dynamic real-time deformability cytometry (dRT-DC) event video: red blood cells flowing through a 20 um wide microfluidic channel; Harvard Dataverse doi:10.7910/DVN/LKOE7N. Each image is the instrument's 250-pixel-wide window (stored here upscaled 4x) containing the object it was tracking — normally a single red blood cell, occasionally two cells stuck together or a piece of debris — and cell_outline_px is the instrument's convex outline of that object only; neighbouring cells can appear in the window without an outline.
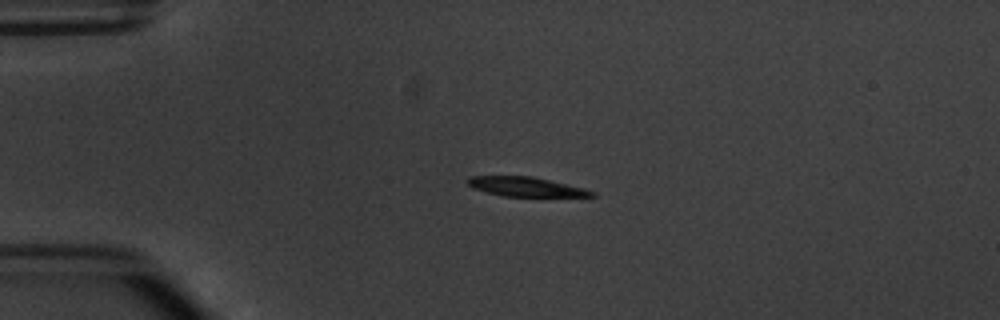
{"species": "common noctule bat (a hibernating species)", "species_latin": "Nyctalus noctula", "temperature_condition": "warm", "stored_images_in_passage": 5, "camera_frame_rate_fps": 3000, "um_per_image_px": 0.085, "animal": {"sex": "male", "body_mass_g": 20.1, "forearm_length_mm": 53.5}, "frame": {"image": 1, "passage_image": 3, "time_ms": 2.333, "image_size_px": [1000, 320], "cell_outline_px": [[596, 196], [504, 196], [472, 188], [468, 184], [468, 176], [532, 176], [584, 188], [596, 192]], "centroid_in_image_um": [44.7, 15.86], "position_along_channel_um": 40.3, "area_um2": 13.81}}